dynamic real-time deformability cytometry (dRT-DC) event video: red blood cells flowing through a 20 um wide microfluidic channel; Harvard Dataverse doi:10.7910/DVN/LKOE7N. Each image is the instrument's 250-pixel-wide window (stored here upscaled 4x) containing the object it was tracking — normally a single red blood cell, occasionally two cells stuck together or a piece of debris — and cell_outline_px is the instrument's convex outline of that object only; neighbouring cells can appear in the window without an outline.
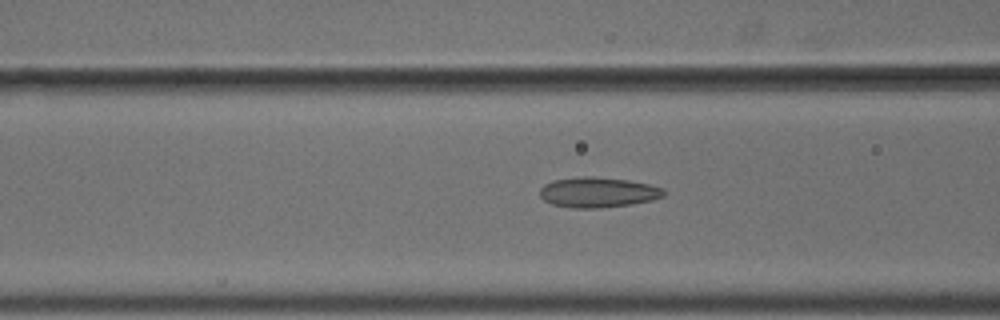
{"species": "common noctule bat (a hibernating species)", "species_latin": "Nyctalus noctula", "temperature_condition": "cold", "stored_images_in_passage": 55, "camera_frame_rate_fps": 3000, "um_per_image_px": 0.085, "animal": {"sex": "male", "body_mass_g": 18.8}, "frame": {"image": 1, "passage_image": 23, "time_ms": 7.333, "image_size_px": [1000, 320], "cell_outline_px": [[664, 196], [652, 200], [632, 204], [600, 208], [572, 208], [552, 204], [544, 200], [540, 196], [540, 188], [544, 184], [552, 180], [580, 176], [596, 176], [628, 180], [648, 184], [664, 188]], "centroid_in_image_um": [50.81, 16.34], "position_along_channel_um": 115.8, "area_um2": 22.02}}
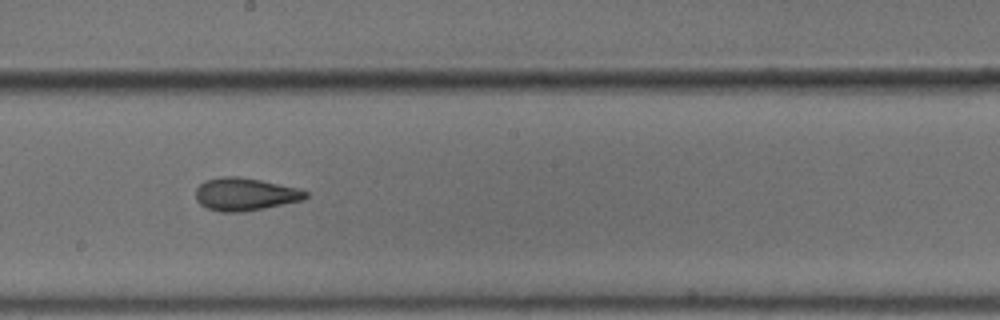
{"frame": {"image": 2, "passage_image": 32, "time_ms": 10.333, "image_size_px": [1000, 320], "cell_outline_px": [[308, 196], [304, 200], [264, 208], [240, 212], [220, 212], [208, 208], [200, 204], [196, 200], [196, 188], [204, 180], [220, 176], [240, 176], [260, 180], [296, 188], [308, 192]], "centroid_in_image_um": [20.8, 16.5], "position_along_channel_um": 227.4, "area_um2": 20.98}}
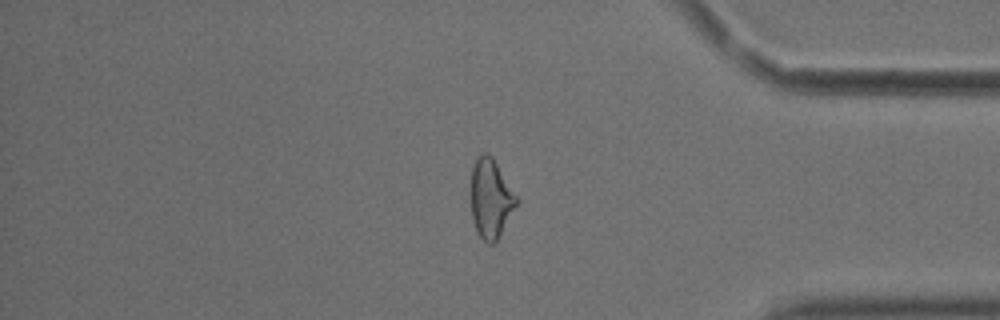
{"frame": {"image": 3, "passage_image": 47, "time_ms": 15.333, "image_size_px": [1000, 320], "cell_outline_px": [[516, 204], [496, 240], [492, 244], [488, 244], [476, 232], [472, 220], [472, 168], [476, 156], [480, 152], [484, 152], [492, 156], [516, 196]], "centroid_in_image_um": [41.67, 16.84], "position_along_channel_um": 393.5, "area_um2": 20.35}, "authors_computed_cell_mechanics": {"area_um2": 22.0218, "velocity_mm_per_s": 3.7025, "shape_relaxation_time_tau1_ms": 6.2667, "shape_relaxation_time_tau2_ms": 2.5762, "deformation_change_tau1": 0.1475, "deformation_change_tau2": 0.0968}}